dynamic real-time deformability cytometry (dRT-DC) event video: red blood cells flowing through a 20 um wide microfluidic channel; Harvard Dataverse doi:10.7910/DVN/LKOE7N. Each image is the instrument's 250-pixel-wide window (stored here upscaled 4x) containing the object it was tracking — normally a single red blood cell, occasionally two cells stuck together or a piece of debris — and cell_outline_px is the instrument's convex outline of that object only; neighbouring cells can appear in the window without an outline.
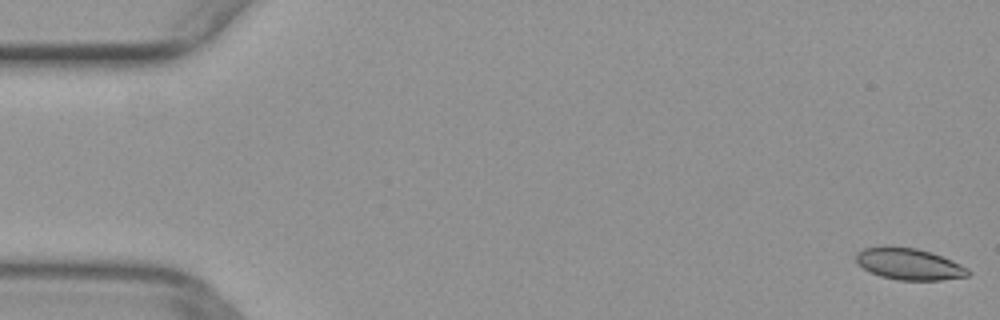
{"species": "common noctule bat (a hibernating species)", "species_latin": "Nyctalus noctula", "temperature_condition": "warm", "stored_images_in_passage": 51, "camera_frame_rate_fps": 3000, "um_per_image_px": 0.085, "animal": {"sex": "female", "body_mass_g": 29.2, "forearm_length_mm": 56.3}, "frame": {"image": 1, "passage_image": 1, "time_ms": 0.0, "image_size_px": [1000, 320], "cell_outline_px": [[972, 272], [968, 276], [940, 280], [900, 280], [880, 276], [864, 268], [856, 260], [856, 252], [864, 248], [916, 248], [932, 252], [952, 260], [968, 268]], "centroid_in_image_um": [77.34, 22.46], "position_along_channel_um": 7.7, "area_um2": 20.11}}
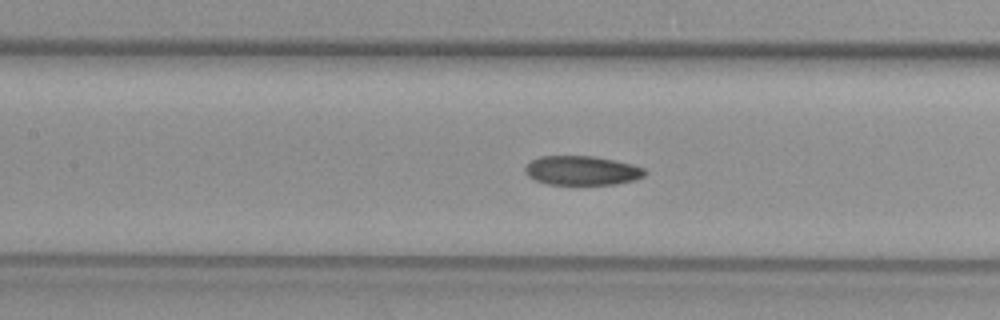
{"frame": {"image": 2, "passage_image": 23, "time_ms": 7.333, "image_size_px": [1000, 320], "cell_outline_px": [[648, 172], [644, 176], [636, 180], [616, 184], [548, 184], [536, 180], [528, 176], [524, 172], [524, 168], [532, 160], [540, 156], [592, 156], [632, 164], [644, 168]], "centroid_in_image_um": [49.48, 14.5], "position_along_channel_um": 157.9, "area_um2": 20.35}}
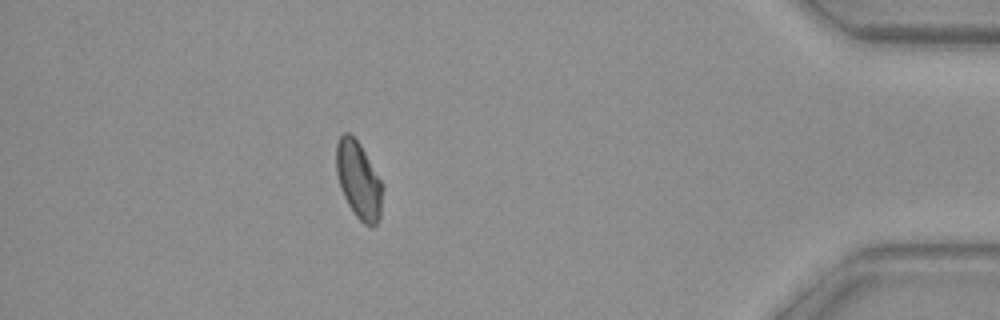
{"frame": {"image": 3, "passage_image": 45, "time_ms": 14.667, "image_size_px": [1000, 320], "cell_outline_px": [[384, 188], [380, 216], [376, 224], [372, 228], [364, 224], [356, 216], [348, 204], [340, 188], [336, 172], [336, 144], [340, 136], [344, 132], [348, 132], [360, 144], [384, 184]], "centroid_in_image_um": [30.5, 15.32], "position_along_channel_um": 404.7, "area_um2": 21.04}}